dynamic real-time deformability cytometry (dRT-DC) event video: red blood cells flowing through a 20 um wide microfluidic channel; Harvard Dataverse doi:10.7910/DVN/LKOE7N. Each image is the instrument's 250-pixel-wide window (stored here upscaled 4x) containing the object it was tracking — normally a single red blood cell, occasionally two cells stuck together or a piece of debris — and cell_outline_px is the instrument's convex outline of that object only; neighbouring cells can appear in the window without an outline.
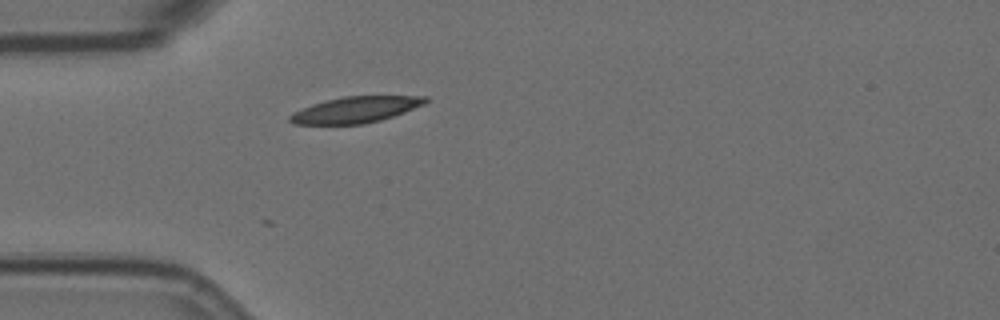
{"species": "Egyptian fruit bat (a non-hibernating species)", "species_latin": "Rousettus aegyptiacus", "temperature_condition": "room temperature", "stored_images_in_passage": 25, "camera_frame_rate_fps": 3000, "um_per_image_px": 0.085, "animal": {"sex": "female"}, "frame": {"image": 1, "passage_image": 1, "time_ms": 0.0, "image_size_px": [1000, 320], "cell_outline_px": [[428, 100], [424, 104], [404, 112], [380, 120], [364, 124], [296, 124], [288, 120], [288, 116], [292, 112], [312, 104], [344, 96], [428, 96]], "centroid_in_image_um": [30.21, 9.32], "position_along_channel_um": 54.8, "area_um2": 20.46}}
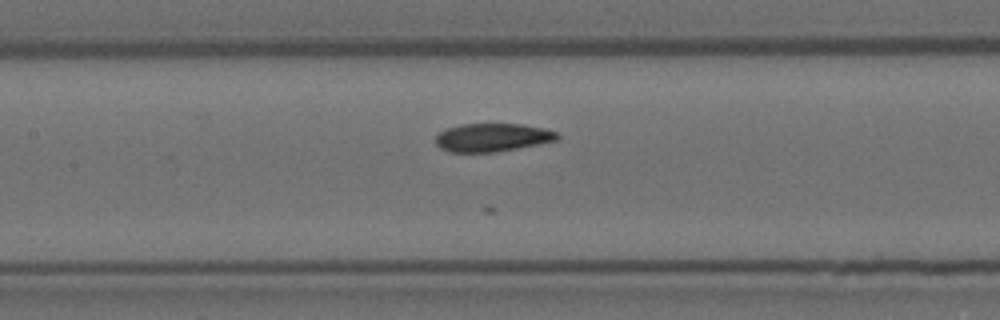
{"frame": {"image": 2, "passage_image": 11, "time_ms": 3.333, "image_size_px": [1000, 320], "cell_outline_px": [[560, 136], [556, 140], [496, 152], [448, 152], [440, 148], [436, 144], [436, 136], [440, 132], [448, 128], [460, 124], [524, 124], [544, 128], [556, 132]], "centroid_in_image_um": [41.82, 11.68], "position_along_channel_um": 165.6, "area_um2": 19.88}}
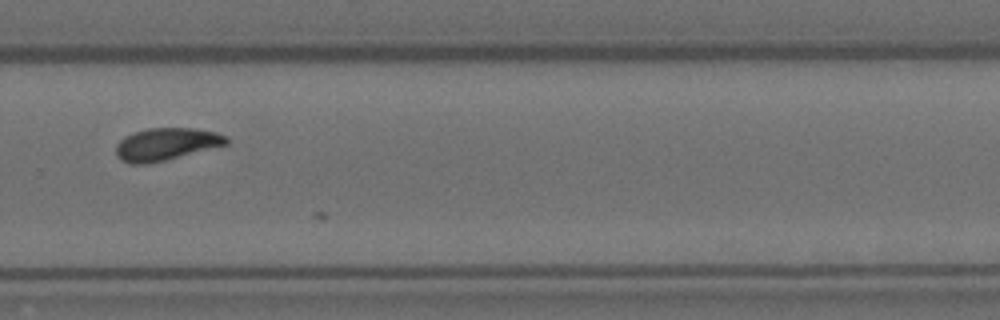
{"frame": {"image": 3, "passage_image": 24, "time_ms": 7.667, "image_size_px": [1000, 320], "cell_outline_px": [[228, 144], [148, 164], [128, 164], [120, 160], [116, 156], [116, 144], [124, 136], [132, 132], [148, 128], [192, 128], [216, 132], [228, 136]], "centroid_in_image_um": [14.08, 12.25], "position_along_channel_um": 315.7, "area_um2": 20.92}}